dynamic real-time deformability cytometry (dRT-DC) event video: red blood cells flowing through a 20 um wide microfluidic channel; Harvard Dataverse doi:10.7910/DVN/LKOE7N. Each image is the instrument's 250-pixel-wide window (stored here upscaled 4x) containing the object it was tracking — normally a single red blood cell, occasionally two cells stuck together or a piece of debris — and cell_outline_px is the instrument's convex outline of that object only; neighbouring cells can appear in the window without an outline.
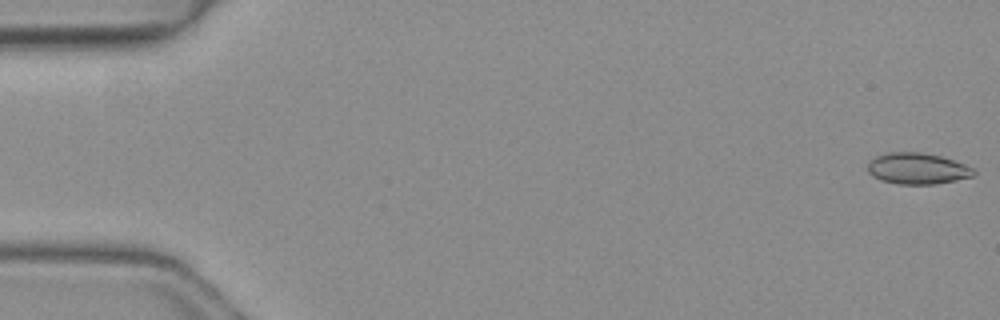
{"species": "common noctule bat (a hibernating species)", "species_latin": "Nyctalus noctula", "temperature_condition": "warm", "stored_images_in_passage": 4, "camera_frame_rate_fps": 3000, "um_per_image_px": 0.085, "animal": {"sex": "female", "body_mass_g": 19.3, "forearm_length_mm": 54.1}, "frame": {"image": 1, "passage_image": 1, "time_ms": 0.0, "image_size_px": [1000, 320], "cell_outline_px": [[976, 172], [972, 176], [956, 180], [936, 184], [896, 184], [880, 180], [872, 176], [868, 172], [868, 164], [876, 156], [888, 152], [920, 152], [940, 156], [964, 164], [972, 168]], "centroid_in_image_um": [77.95, 14.33], "position_along_channel_um": 7.0, "area_um2": 19.19}}
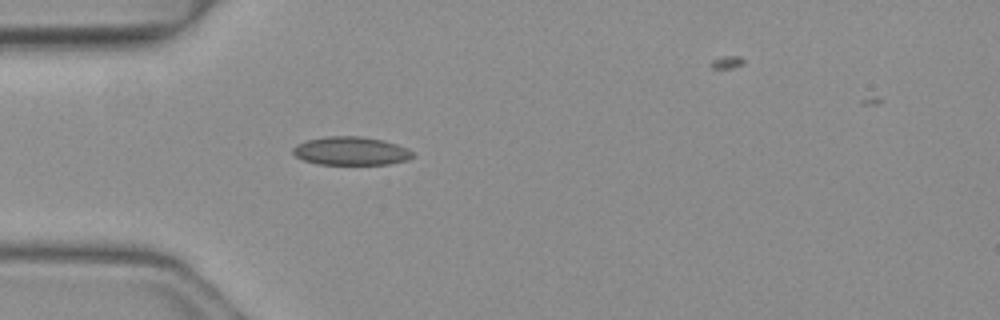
{"frame": {"image": 2, "passage_image": 4, "time_ms": 1.0, "image_size_px": [1000, 320], "cell_outline_px": [[416, 156], [408, 160], [388, 164], [316, 164], [304, 160], [296, 156], [292, 152], [292, 148], [296, 144], [308, 140], [324, 136], [360, 136], [384, 140], [408, 148]], "centroid_in_image_um": [29.84, 12.83], "position_along_channel_um": 55.2, "area_um2": 19.94}}